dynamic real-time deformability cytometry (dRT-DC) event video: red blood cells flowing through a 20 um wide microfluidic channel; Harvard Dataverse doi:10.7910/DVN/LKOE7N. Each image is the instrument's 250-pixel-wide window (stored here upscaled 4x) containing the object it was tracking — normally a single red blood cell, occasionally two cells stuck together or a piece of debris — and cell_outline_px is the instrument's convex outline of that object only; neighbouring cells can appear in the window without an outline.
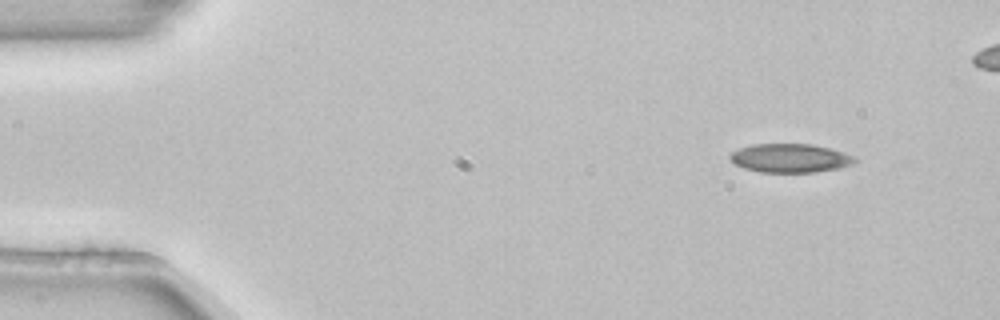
{"species": "common noctule bat (a hibernating species)", "species_latin": "Nyctalus noctula", "temperature_condition": "room temperature", "stored_images_in_passage": 4, "camera_frame_rate_fps": 3000, "um_per_image_px": 0.085, "animal": {"sex": "female", "body_mass_g": 22.7, "forearm_length_mm": 54.2}, "frame": {"image": 1, "passage_image": 1, "time_ms": 0.0, "image_size_px": [1000, 320], "cell_outline_px": [[860, 160], [852, 164], [840, 168], [816, 172], [760, 172], [744, 168], [736, 164], [728, 156], [732, 152], [740, 148], [752, 144], [812, 144], [844, 152], [856, 156]], "centroid_in_image_um": [67.22, 13.44], "position_along_channel_um": 17.8, "area_um2": 20.98}}